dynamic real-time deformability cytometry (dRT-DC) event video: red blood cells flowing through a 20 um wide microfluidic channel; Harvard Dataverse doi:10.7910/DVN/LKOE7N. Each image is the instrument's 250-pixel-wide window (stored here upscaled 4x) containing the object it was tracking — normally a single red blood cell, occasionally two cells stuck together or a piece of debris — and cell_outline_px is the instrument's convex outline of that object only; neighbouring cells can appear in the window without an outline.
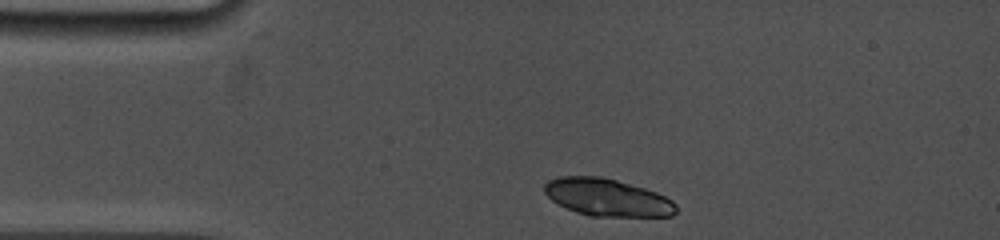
{"species": "common noctule bat (a hibernating species)", "species_latin": "Nyctalus noctula", "temperature_condition": "cold", "stored_images_in_passage": 2, "camera_frame_rate_fps": 5000, "um_per_image_px": 0.085, "animal": {"sex": "female", "body_mass_g": 19.0, "forearm_length_mm": 53.3}, "frame": {"image": 1, "passage_image": 1, "time_ms": 0.0, "image_size_px": [1000, 240], "cell_outline_px": [[676, 212], [672, 216], [588, 216], [576, 212], [552, 200], [544, 192], [544, 184], [548, 180], [560, 176], [600, 176], [616, 180], [644, 188], [656, 192], [672, 200], [676, 204]], "centroid_in_image_um": [51.61, 16.78], "position_along_channel_um": 33.4, "area_um2": 28.55}}